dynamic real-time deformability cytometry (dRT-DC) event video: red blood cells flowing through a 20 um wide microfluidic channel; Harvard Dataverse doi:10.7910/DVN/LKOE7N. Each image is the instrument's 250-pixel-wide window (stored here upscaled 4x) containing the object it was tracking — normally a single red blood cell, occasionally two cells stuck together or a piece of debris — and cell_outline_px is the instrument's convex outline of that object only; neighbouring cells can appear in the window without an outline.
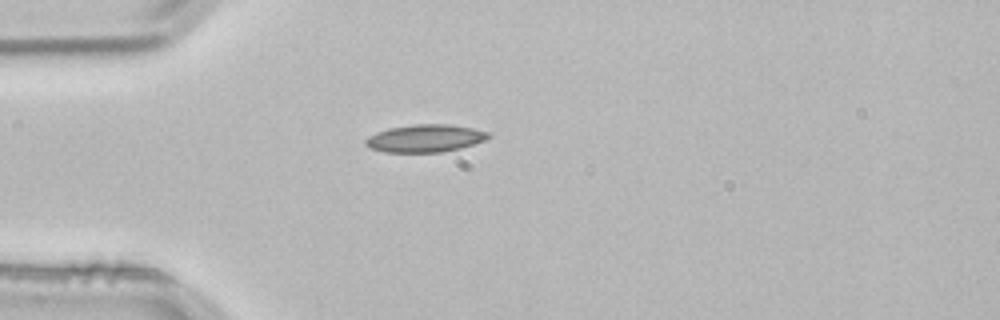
{"species": "common noctule bat (a hibernating species)", "species_latin": "Nyctalus noctula", "temperature_condition": "room temperature", "stored_images_in_passage": 1, "camera_frame_rate_fps": 3000, "um_per_image_px": 0.085, "animal": {"sex": "male", "body_mass_g": 21.5, "forearm_length_mm": 52.0}, "frame": {"image": 1, "passage_image": 1, "time_ms": 0.0, "image_size_px": [1000, 320], "cell_outline_px": [[492, 136], [484, 140], [460, 148], [440, 152], [384, 152], [372, 148], [364, 144], [364, 140], [368, 136], [376, 132], [388, 128], [416, 124], [452, 124], [472, 128], [488, 132]], "centroid_in_image_um": [36.12, 11.75], "position_along_channel_um": 48.9, "area_um2": 19.71}}